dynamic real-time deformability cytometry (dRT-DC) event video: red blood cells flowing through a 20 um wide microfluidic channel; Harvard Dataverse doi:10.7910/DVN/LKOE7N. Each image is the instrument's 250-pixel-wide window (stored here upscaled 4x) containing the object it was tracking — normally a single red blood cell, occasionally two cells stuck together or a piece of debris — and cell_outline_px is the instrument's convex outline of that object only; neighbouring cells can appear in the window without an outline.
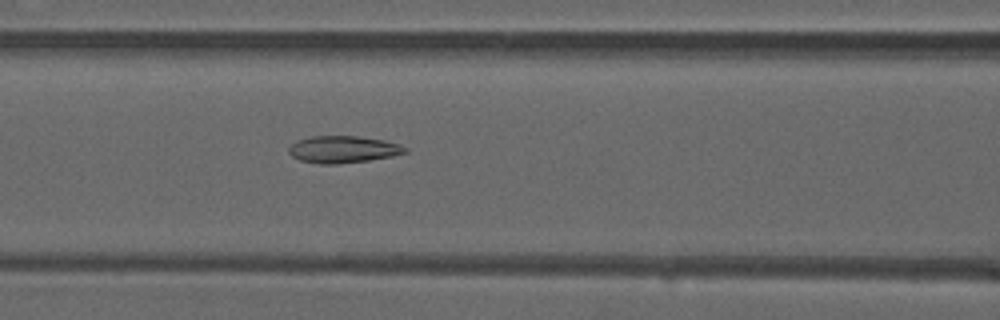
{"species": "common noctule bat (a hibernating species)", "species_latin": "Nyctalus noctula", "temperature_condition": "warm", "stored_images_in_passage": 48, "camera_frame_rate_fps": 3000, "um_per_image_px": 0.085, "animal": {"sex": "male", "forearm_length_mm": 52.5}, "frame": {"image": 1, "passage_image": 19, "time_ms": 6.0, "image_size_px": [1000, 320], "cell_outline_px": [[408, 152], [392, 156], [368, 160], [336, 164], [320, 164], [300, 160], [292, 156], [288, 152], [288, 148], [296, 140], [312, 136], [356, 136], [384, 140], [408, 148]], "centroid_in_image_um": [29.13, 12.7], "position_along_channel_um": 137.5, "area_um2": 18.21}}
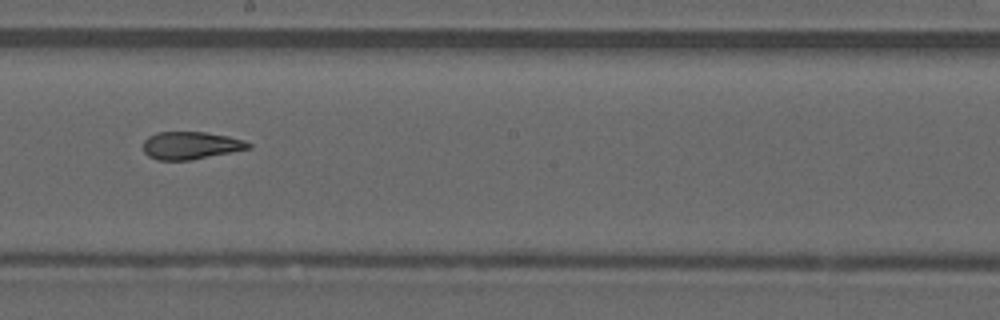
{"frame": {"image": 2, "passage_image": 26, "time_ms": 8.333, "image_size_px": [1000, 320], "cell_outline_px": [[252, 148], [192, 160], [156, 160], [148, 156], [144, 152], [144, 140], [148, 136], [156, 132], [204, 132], [228, 136], [244, 140], [252, 144]], "centroid_in_image_um": [16.22, 12.37], "position_along_channel_um": 232.0, "area_um2": 17.05}}
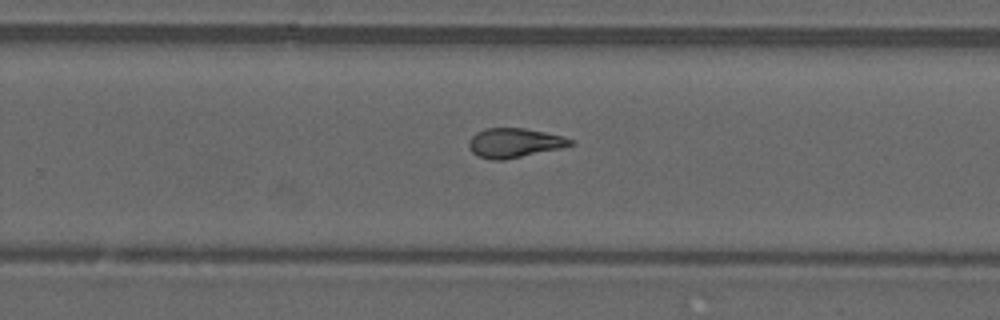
{"frame": {"image": 3, "passage_image": 30, "time_ms": 9.667, "image_size_px": [1000, 320], "cell_outline_px": [[576, 144], [564, 148], [504, 160], [492, 160], [476, 156], [468, 148], [468, 140], [476, 132], [484, 128], [524, 128], [564, 136], [572, 140]], "centroid_in_image_um": [43.72, 12.15], "position_along_channel_um": 286.1, "area_um2": 17.74}, "authors_computed_cell_mechanics": {"area_um2": 18.2648, "velocity_mm_per_s": 4.0687, "shape_relaxation_time_tau1_ms": null, "shape_relaxation_time_tau2_ms": 2.3573, "deformation_change_tau1": null, "deformation_change_tau2": 0.0998}}